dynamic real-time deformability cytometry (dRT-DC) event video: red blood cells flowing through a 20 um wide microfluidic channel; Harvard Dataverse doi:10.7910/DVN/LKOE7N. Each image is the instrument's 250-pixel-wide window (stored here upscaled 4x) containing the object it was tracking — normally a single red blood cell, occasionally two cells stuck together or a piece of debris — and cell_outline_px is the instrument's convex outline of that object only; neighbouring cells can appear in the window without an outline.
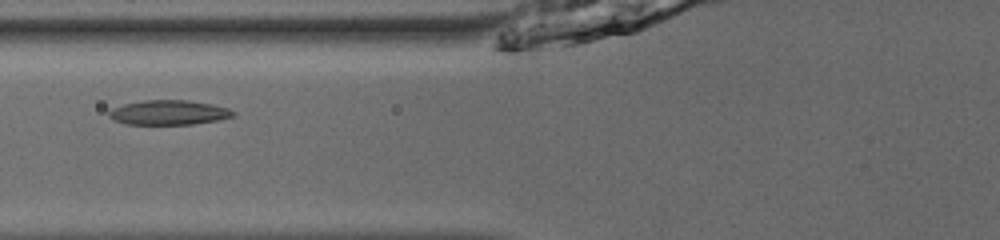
{"species": "common noctule bat (a hibernating species)", "species_latin": "Nyctalus noctula", "temperature_condition": "room temperature", "stored_images_in_passage": 34, "camera_frame_rate_fps": 3000, "um_per_image_px": 0.085, "animal": {"sex": "male", "body_mass_g": 13.0, "forearm_length_mm": 53.1}, "frame": {"image": 1, "passage_image": 5, "time_ms": 1.333, "image_size_px": [1000, 240], "cell_outline_px": [[236, 116], [216, 120], [192, 124], [124, 124], [112, 120], [108, 116], [108, 112], [112, 108], [124, 104], [144, 100], [188, 100], [212, 104], [228, 108], [236, 112]], "centroid_in_image_um": [14.33, 9.56], "position_along_channel_um": 111.5, "area_um2": 17.92}}
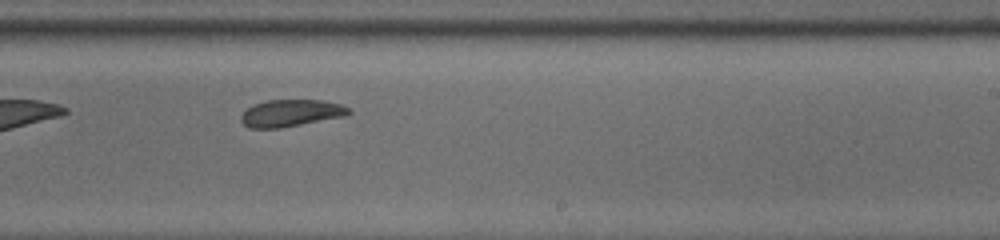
{"frame": {"image": 2, "passage_image": 17, "time_ms": 5.333, "image_size_px": [1000, 240], "cell_outline_px": [[352, 112], [344, 116], [280, 128], [248, 128], [240, 120], [240, 116], [252, 104], [268, 100], [320, 100], [340, 104], [348, 108]], "centroid_in_image_um": [24.69, 9.61], "position_along_channel_um": 264.3, "area_um2": 16.82}}
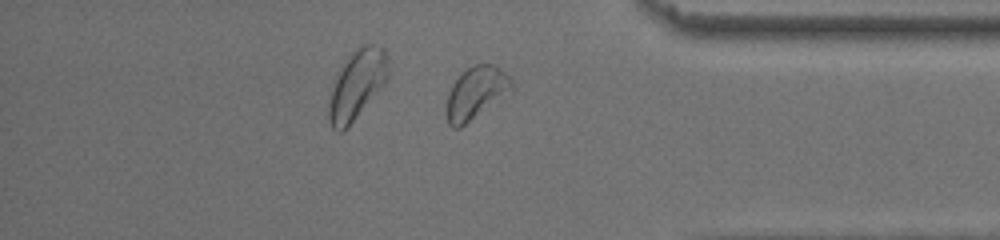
{"frame": {"image": 3, "passage_image": 28, "time_ms": 9.0, "image_size_px": [1000, 240], "cell_outline_px": [[516, 88], [460, 128], [452, 128], [448, 124], [448, 92], [452, 84], [460, 72], [472, 64], [496, 64], [512, 80]], "centroid_in_image_um": [40.49, 7.85], "position_along_channel_um": 394.7, "area_um2": 19.94}, "authors_computed_cell_mechanics": {"area_um2": 17.6001, "velocity_mm_per_s": 3.8296, "shape_relaxation_time_tau1_ms": 2.0517, "shape_relaxation_time_tau2_ms": 8.8816, "deformation_change_tau1": 0.0915, "deformation_change_tau2": 0.1538}}